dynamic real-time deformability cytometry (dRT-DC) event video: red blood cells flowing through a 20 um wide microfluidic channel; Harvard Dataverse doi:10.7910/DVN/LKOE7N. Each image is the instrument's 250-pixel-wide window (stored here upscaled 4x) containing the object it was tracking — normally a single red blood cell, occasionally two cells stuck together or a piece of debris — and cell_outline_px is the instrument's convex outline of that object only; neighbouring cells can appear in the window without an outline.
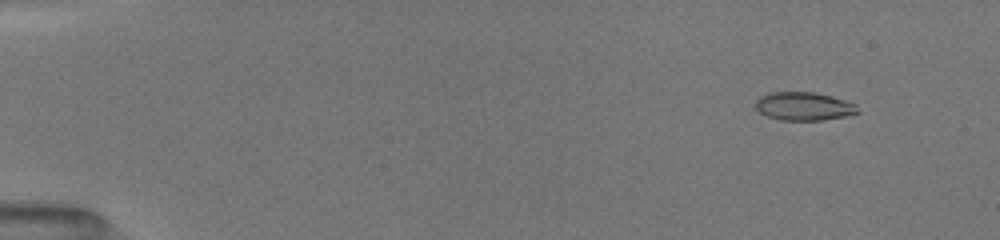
{"species": "common noctule bat (a hibernating species)", "species_latin": "Nyctalus noctula", "temperature_condition": "room temperature", "stored_images_in_passage": 20, "camera_frame_rate_fps": 3000, "um_per_image_px": 0.085, "animal": {"sex": "female", "body_mass_g": 19.5, "forearm_length_mm": 54.1}, "frame": {"image": 1, "passage_image": 4, "time_ms": 1.333, "image_size_px": [1000, 240], "cell_outline_px": [[860, 112], [844, 116], [824, 120], [780, 120], [768, 116], [760, 112], [756, 108], [756, 100], [760, 96], [772, 92], [816, 92], [832, 96], [856, 104]], "centroid_in_image_um": [68.34, 9.03], "position_along_channel_um": 16.7, "area_um2": 16.82}}
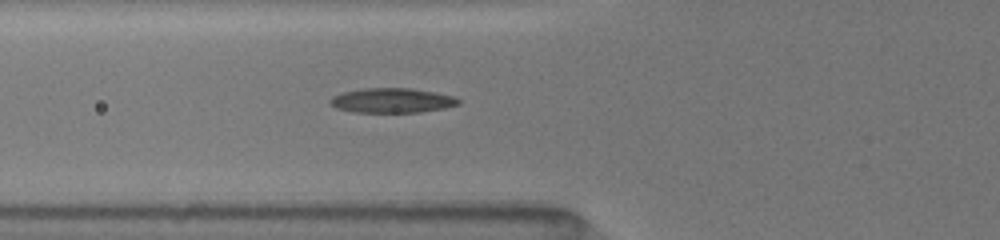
{"frame": {"image": 2, "passage_image": 14, "time_ms": 6.333, "image_size_px": [1000, 240], "cell_outline_px": [[460, 104], [444, 108], [420, 112], [356, 112], [336, 108], [328, 104], [328, 100], [332, 96], [340, 92], [364, 88], [412, 88], [436, 92], [452, 96], [460, 100]], "centroid_in_image_um": [33.27, 8.53], "position_along_channel_um": 92.5, "area_um2": 18.61}}
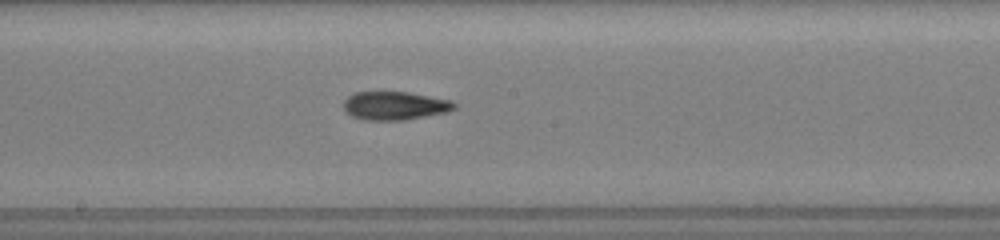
{"frame": {"image": 3, "passage_image": 20, "time_ms": 9.333, "image_size_px": [1000, 240], "cell_outline_px": [[456, 108], [444, 112], [404, 120], [364, 120], [352, 116], [344, 108], [344, 100], [348, 96], [356, 92], [408, 92], [452, 100], [456, 104]], "centroid_in_image_um": [33.55, 8.98], "position_along_channel_um": 214.6, "area_um2": 18.15}}